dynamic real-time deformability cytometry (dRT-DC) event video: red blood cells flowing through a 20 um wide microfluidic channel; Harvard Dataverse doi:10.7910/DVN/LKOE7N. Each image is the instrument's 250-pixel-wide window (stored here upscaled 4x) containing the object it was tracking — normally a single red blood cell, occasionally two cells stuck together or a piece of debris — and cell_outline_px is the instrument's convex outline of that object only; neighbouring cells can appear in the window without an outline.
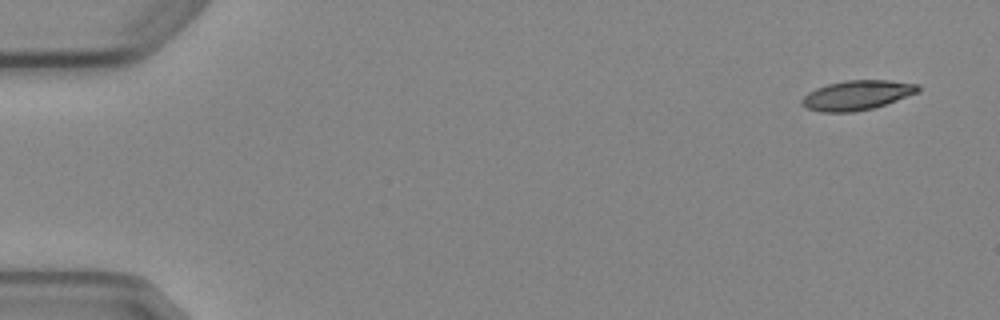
{"species": "Egyptian fruit bat (a non-hibernating species)", "species_latin": "Rousettus aegyptiacus", "temperature_condition": "cold", "stored_images_in_passage": 4, "camera_frame_rate_fps": 3000, "um_per_image_px": 0.085, "animal": {"sex": "female"}, "frame": {"image": 1, "passage_image": 1, "time_ms": 0.0, "image_size_px": [1000, 320], "cell_outline_px": [[920, 92], [872, 108], [852, 112], [820, 112], [808, 108], [800, 104], [800, 100], [808, 92], [816, 88], [828, 84], [848, 80], [888, 80], [920, 84]], "centroid_in_image_um": [72.84, 8.08], "position_along_channel_um": 12.2, "area_um2": 20.0}}
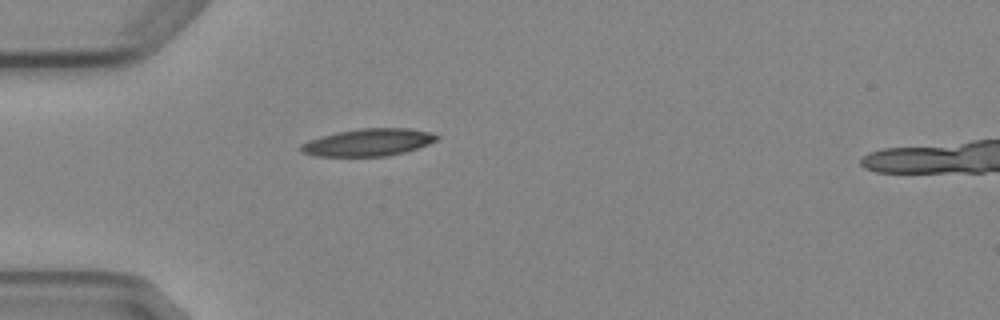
{"frame": {"image": 2, "passage_image": 4, "time_ms": 4.333, "image_size_px": [1000, 320], "cell_outline_px": [[440, 140], [404, 152], [388, 156], [316, 156], [300, 152], [300, 144], [308, 140], [320, 136], [336, 132], [360, 128], [408, 128], [432, 132], [440, 136]], "centroid_in_image_um": [31.31, 12.09], "position_along_channel_um": 53.7, "area_um2": 21.85}}